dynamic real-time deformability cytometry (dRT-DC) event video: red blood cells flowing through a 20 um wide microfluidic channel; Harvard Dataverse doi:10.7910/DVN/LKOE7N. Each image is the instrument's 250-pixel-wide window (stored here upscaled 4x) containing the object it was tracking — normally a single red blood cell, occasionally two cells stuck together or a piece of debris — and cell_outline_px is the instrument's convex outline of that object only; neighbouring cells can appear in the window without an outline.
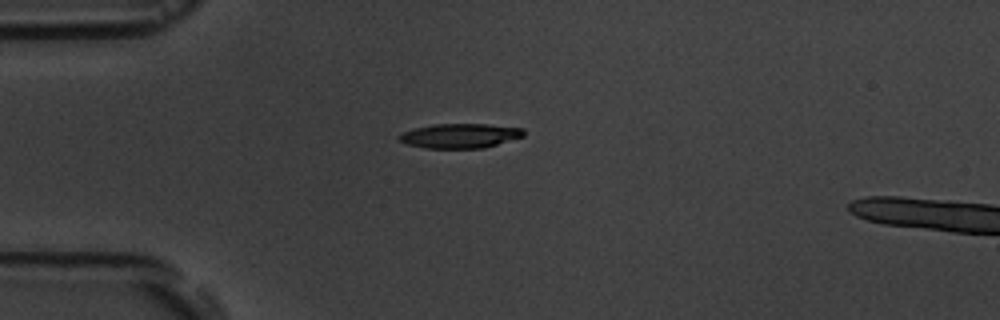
{"species": "common noctule bat (a hibernating species)", "species_latin": "Nyctalus noctula", "temperature_condition": "room temperature", "stored_images_in_passage": 14, "segment_of_instrument_passage": [1, 2], "camera_frame_rate_fps": 3000, "um_per_image_px": 0.085, "animal": {"sex": "male", "body_mass_g": 19.5, "forearm_length_mm": 54.6}, "frame": {"image": 1, "passage_image": 1, "time_ms": 0.0, "image_size_px": [1000, 320], "cell_outline_px": [[524, 136], [484, 148], [424, 148], [408, 144], [400, 140], [396, 136], [404, 132], [416, 128], [432, 124], [488, 124], [524, 128]], "centroid_in_image_um": [39.12, 11.54], "position_along_channel_um": 45.9, "area_um2": 17.74}}
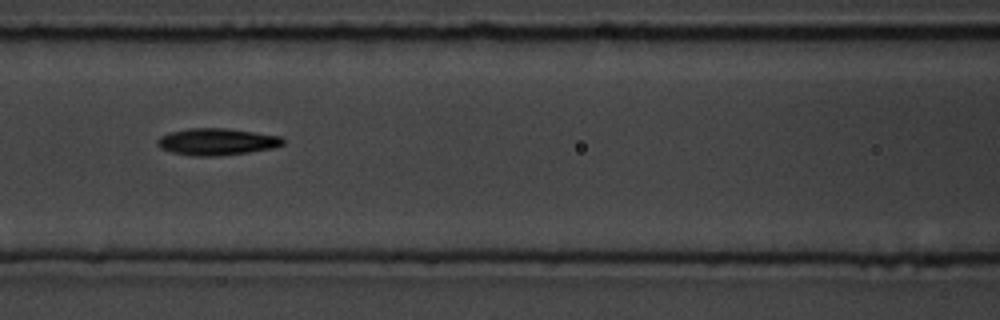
{"frame": {"image": 2, "passage_image": 4, "time_ms": 3.333, "image_size_px": [1000, 320], "cell_outline_px": [[284, 144], [272, 148], [248, 152], [216, 156], [192, 156], [172, 152], [160, 148], [156, 144], [156, 140], [160, 136], [168, 132], [188, 128], [224, 128], [280, 136], [284, 140]], "centroid_in_image_um": [18.36, 12.04], "position_along_channel_um": 148.2, "area_um2": 19.59}}
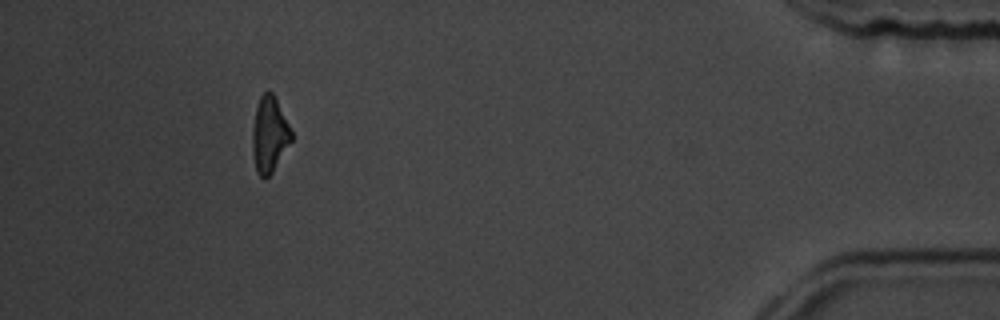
{"frame": {"image": 3, "passage_image": 12, "time_ms": 12.333, "image_size_px": [1000, 320], "cell_outline_px": [[292, 140], [272, 172], [268, 176], [260, 176], [256, 172], [252, 152], [252, 128], [256, 108], [260, 96], [264, 92], [272, 92], [292, 132]], "centroid_in_image_um": [22.88, 11.45], "position_along_channel_um": 412.3, "area_um2": 16.88}}